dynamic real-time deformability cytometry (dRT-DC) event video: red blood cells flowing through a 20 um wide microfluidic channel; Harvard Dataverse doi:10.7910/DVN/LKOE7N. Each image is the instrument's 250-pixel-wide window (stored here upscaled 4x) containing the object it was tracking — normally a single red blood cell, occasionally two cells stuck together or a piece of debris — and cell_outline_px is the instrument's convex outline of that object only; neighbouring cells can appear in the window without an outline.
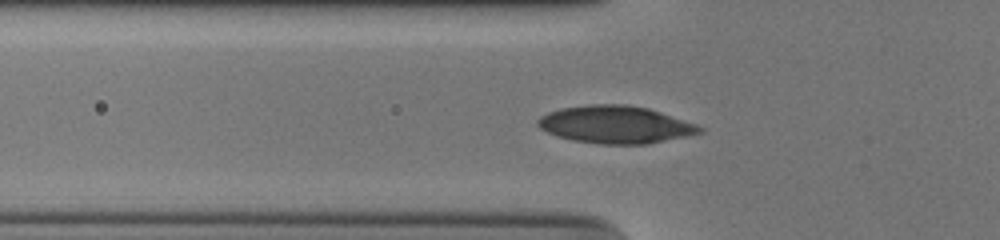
{"species": "human", "species_latin": "Homo sapiens", "temperature_condition": "cold", "stored_images_in_passage": 40, "camera_frame_rate_fps": 3000, "um_per_image_px": 0.085, "donor": {"sex": "male"}, "frame": {"image": 1, "passage_image": 4, "time_ms": 1.0, "image_size_px": [1000, 240], "cell_outline_px": [[704, 132], [688, 136], [648, 144], [600, 144], [576, 140], [556, 136], [540, 128], [536, 124], [536, 120], [540, 116], [548, 112], [564, 108], [592, 104], [628, 104], [648, 108], [696, 124], [704, 128]], "centroid_in_image_um": [52.33, 10.59], "position_along_channel_um": 73.5, "area_um2": 35.32}}
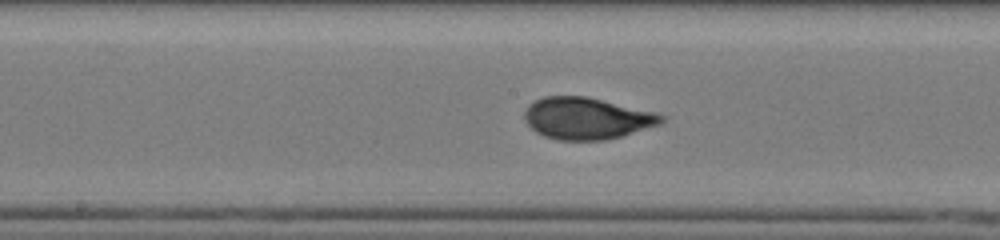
{"frame": {"image": 2, "passage_image": 14, "time_ms": 4.333, "image_size_px": [1000, 240], "cell_outline_px": [[664, 120], [660, 124], [620, 136], [604, 140], [556, 140], [544, 136], [536, 132], [528, 124], [524, 116], [524, 112], [528, 104], [544, 96], [588, 96], [660, 112], [664, 116]], "centroid_in_image_um": [49.9, 10.04], "position_along_channel_um": 198.3, "area_um2": 33.58}}
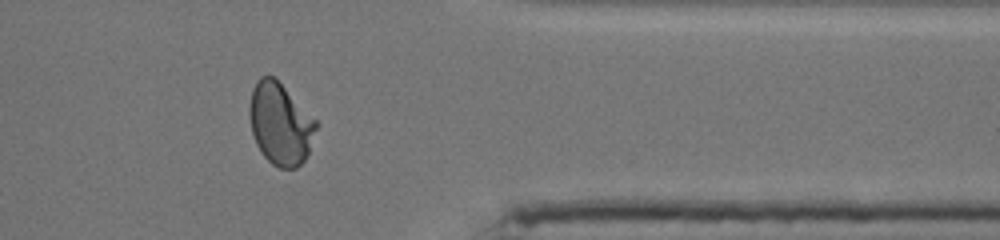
{"frame": {"image": 3, "passage_image": 30, "time_ms": 9.667, "image_size_px": [1000, 240], "cell_outline_px": [[320, 124], [308, 152], [304, 160], [296, 168], [280, 168], [272, 164], [264, 156], [256, 144], [252, 132], [248, 112], [248, 108], [252, 88], [256, 80], [260, 76], [272, 76]], "centroid_in_image_um": [23.81, 10.54], "position_along_channel_um": 387.6, "area_um2": 31.62}, "authors_computed_cell_mechanics": {"area_um2": 32.7148, "velocity_mm_per_s": 3.7521, "shape_relaxation_time_tau1_ms": 4.8492, "shape_relaxation_time_tau2_ms": null, "deformation_change_tau1": 0.1631, "deformation_change_tau2": null}}